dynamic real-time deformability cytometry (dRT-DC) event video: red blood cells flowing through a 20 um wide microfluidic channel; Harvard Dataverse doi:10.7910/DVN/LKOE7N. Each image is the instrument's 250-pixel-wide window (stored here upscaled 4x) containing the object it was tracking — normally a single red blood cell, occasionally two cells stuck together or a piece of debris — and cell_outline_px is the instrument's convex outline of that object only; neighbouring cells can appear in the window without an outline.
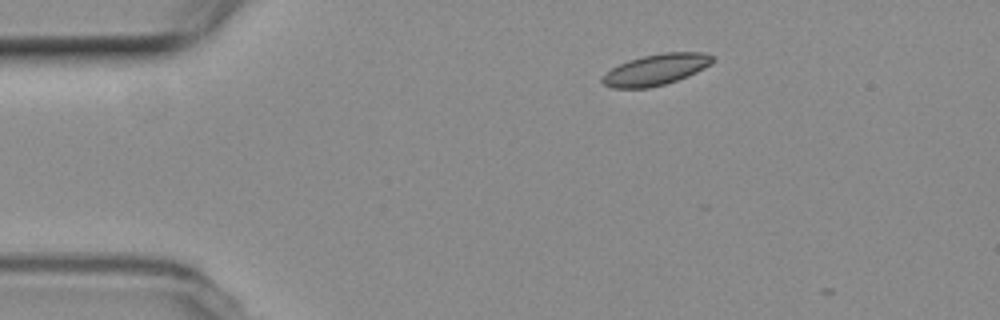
{"species": "common noctule bat (a hibernating species)", "species_latin": "Nyctalus noctula", "temperature_condition": "room temperature", "stored_images_in_passage": 2, "camera_frame_rate_fps": 3000, "um_per_image_px": 0.085, "animal": {"sex": "female", "body_mass_g": 19.3, "forearm_length_mm": 54.1}, "frame": {"image": 1, "passage_image": 1, "time_ms": 0.0, "image_size_px": [1000, 320], "cell_outline_px": [[716, 60], [712, 64], [688, 76], [664, 84], [648, 88], [612, 88], [604, 84], [600, 80], [612, 68], [628, 60], [644, 56], [664, 52], [704, 52], [712, 56]], "centroid_in_image_um": [55.79, 5.91], "position_along_channel_um": 29.2, "area_um2": 19.83}}